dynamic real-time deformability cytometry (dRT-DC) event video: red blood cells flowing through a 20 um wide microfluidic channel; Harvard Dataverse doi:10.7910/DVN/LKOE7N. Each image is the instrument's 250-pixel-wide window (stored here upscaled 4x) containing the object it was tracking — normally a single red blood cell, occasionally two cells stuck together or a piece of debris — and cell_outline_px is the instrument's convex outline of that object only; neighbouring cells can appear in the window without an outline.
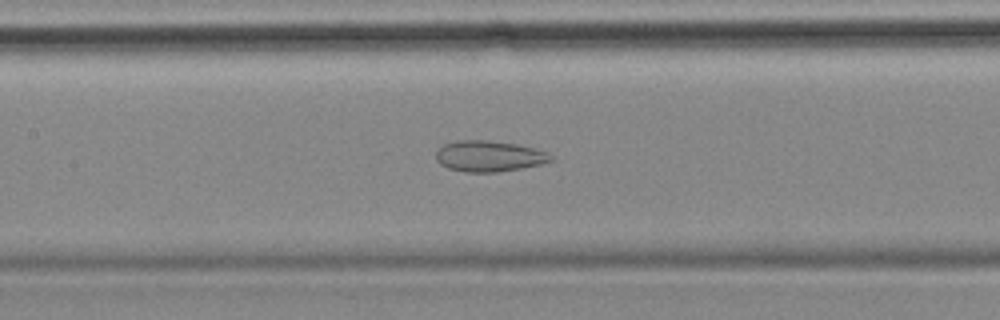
{"species": "common noctule bat (a hibernating species)", "species_latin": "Nyctalus noctula", "temperature_condition": "cold", "stored_images_in_passage": 43, "camera_frame_rate_fps": 3000, "um_per_image_px": 0.085, "animal": {"sex": "female", "body_mass_g": 18.4}, "frame": {"image": 1, "passage_image": 19, "time_ms": 6.0, "image_size_px": [1000, 320], "cell_outline_px": [[552, 160], [540, 164], [520, 168], [496, 172], [464, 172], [448, 168], [440, 164], [436, 160], [436, 152], [444, 144], [456, 140], [488, 140], [516, 144], [548, 152], [552, 156]], "centroid_in_image_um": [41.53, 13.27], "position_along_channel_um": 165.9, "area_um2": 20.58}, "authors_computed_cell_mechanics": {"area_um2": 23.2934, "velocity_mm_per_s": 3.5488, "shape_relaxation_time_tau1_ms": null, "shape_relaxation_time_tau2_ms": 3.5706, "deformation_change_tau1": null, "deformation_change_tau2": 0.1151}}